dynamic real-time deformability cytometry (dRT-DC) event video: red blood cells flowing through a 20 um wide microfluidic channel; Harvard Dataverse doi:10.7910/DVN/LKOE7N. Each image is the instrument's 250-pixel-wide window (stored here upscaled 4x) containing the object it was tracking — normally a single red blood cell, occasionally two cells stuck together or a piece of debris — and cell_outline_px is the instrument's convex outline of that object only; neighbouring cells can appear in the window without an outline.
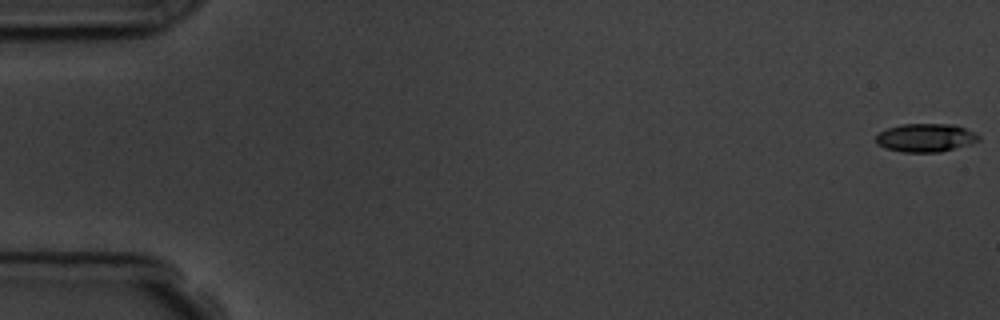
{"species": "common noctule bat (a hibernating species)", "species_latin": "Nyctalus noctula", "temperature_condition": "room temperature", "stored_images_in_passage": 57, "camera_frame_rate_fps": 3000, "um_per_image_px": 0.085, "animal": {"sex": "male", "body_mass_g": 19.5, "forearm_length_mm": 54.6}, "frame": {"image": 1, "passage_image": 1, "time_ms": 0.0, "image_size_px": [1000, 320], "cell_outline_px": [[980, 140], [968, 144], [940, 152], [900, 152], [884, 148], [876, 144], [876, 136], [880, 132], [888, 128], [904, 124], [956, 124], [980, 136]], "centroid_in_image_um": [78.64, 11.71], "position_along_channel_um": 6.4, "area_um2": 16.88}}
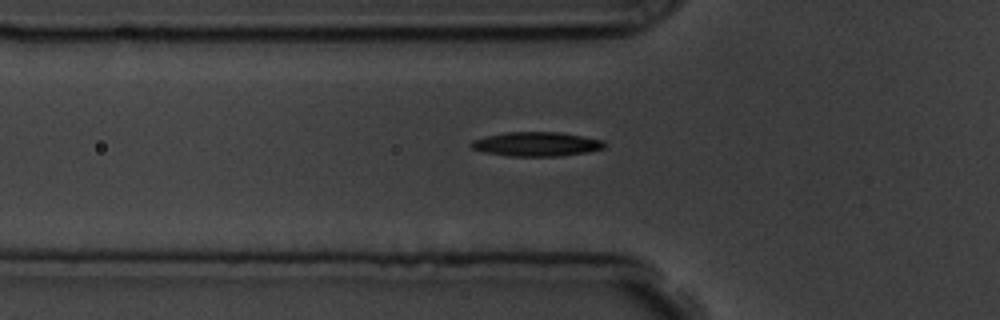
{"frame": {"image": 2, "passage_image": 20, "time_ms": 6.333, "image_size_px": [1000, 320], "cell_outline_px": [[608, 144], [604, 148], [588, 152], [560, 156], [508, 156], [484, 152], [472, 148], [468, 144], [472, 140], [488, 136], [508, 132], [560, 132], [604, 140]], "centroid_in_image_um": [45.63, 12.25], "position_along_channel_um": 80.2, "area_um2": 18.9}}
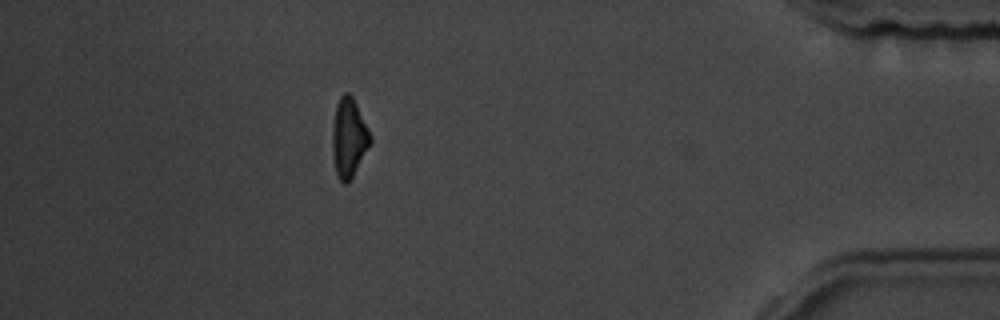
{"frame": {"image": 3, "passage_image": 51, "time_ms": 16.667, "image_size_px": [1000, 320], "cell_outline_px": [[372, 140], [352, 176], [344, 184], [336, 176], [332, 152], [332, 128], [336, 104], [340, 96], [344, 92], [348, 92], [352, 96], [372, 136]], "centroid_in_image_um": [29.63, 11.68], "position_along_channel_um": 405.6, "area_um2": 17.28}, "authors_computed_cell_mechanics": {"area_um2": 17.4556, "velocity_mm_per_s": 3.6144, "shape_relaxation_time_tau1_ms": 3.1443, "shape_relaxation_time_tau2_ms": 5.6454, "deformation_change_tau1": 0.1261, "deformation_change_tau2": 0.145}}